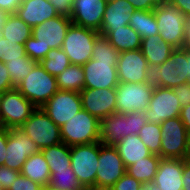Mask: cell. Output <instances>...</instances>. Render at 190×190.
<instances>
[{"mask_svg": "<svg viewBox=\"0 0 190 190\" xmlns=\"http://www.w3.org/2000/svg\"><path fill=\"white\" fill-rule=\"evenodd\" d=\"M7 146V129L0 131V166L4 165Z\"/></svg>", "mask_w": 190, "mask_h": 190, "instance_id": "48", "label": "cell"}, {"mask_svg": "<svg viewBox=\"0 0 190 190\" xmlns=\"http://www.w3.org/2000/svg\"><path fill=\"white\" fill-rule=\"evenodd\" d=\"M107 0H73L72 24L100 32Z\"/></svg>", "mask_w": 190, "mask_h": 190, "instance_id": "19", "label": "cell"}, {"mask_svg": "<svg viewBox=\"0 0 190 190\" xmlns=\"http://www.w3.org/2000/svg\"><path fill=\"white\" fill-rule=\"evenodd\" d=\"M119 52L108 42L107 38L99 35L94 42L91 59L98 61H118Z\"/></svg>", "mask_w": 190, "mask_h": 190, "instance_id": "37", "label": "cell"}, {"mask_svg": "<svg viewBox=\"0 0 190 190\" xmlns=\"http://www.w3.org/2000/svg\"><path fill=\"white\" fill-rule=\"evenodd\" d=\"M140 190H159V189L156 184L150 182V183H144L143 187Z\"/></svg>", "mask_w": 190, "mask_h": 190, "instance_id": "54", "label": "cell"}, {"mask_svg": "<svg viewBox=\"0 0 190 190\" xmlns=\"http://www.w3.org/2000/svg\"><path fill=\"white\" fill-rule=\"evenodd\" d=\"M7 16H8V13H6L3 10H0V35H1V30H2V27L5 23Z\"/></svg>", "mask_w": 190, "mask_h": 190, "instance_id": "55", "label": "cell"}, {"mask_svg": "<svg viewBox=\"0 0 190 190\" xmlns=\"http://www.w3.org/2000/svg\"><path fill=\"white\" fill-rule=\"evenodd\" d=\"M70 18L58 15L32 28V36L24 43L25 53L38 63L51 49L62 48Z\"/></svg>", "mask_w": 190, "mask_h": 190, "instance_id": "1", "label": "cell"}, {"mask_svg": "<svg viewBox=\"0 0 190 190\" xmlns=\"http://www.w3.org/2000/svg\"><path fill=\"white\" fill-rule=\"evenodd\" d=\"M15 15L30 27L58 16V13L48 0H22Z\"/></svg>", "mask_w": 190, "mask_h": 190, "instance_id": "23", "label": "cell"}, {"mask_svg": "<svg viewBox=\"0 0 190 190\" xmlns=\"http://www.w3.org/2000/svg\"><path fill=\"white\" fill-rule=\"evenodd\" d=\"M62 142L68 146L98 142L100 121L86 110L81 109L60 127Z\"/></svg>", "mask_w": 190, "mask_h": 190, "instance_id": "5", "label": "cell"}, {"mask_svg": "<svg viewBox=\"0 0 190 190\" xmlns=\"http://www.w3.org/2000/svg\"><path fill=\"white\" fill-rule=\"evenodd\" d=\"M134 7L127 0H107L99 34L106 37L115 29L129 25Z\"/></svg>", "mask_w": 190, "mask_h": 190, "instance_id": "20", "label": "cell"}, {"mask_svg": "<svg viewBox=\"0 0 190 190\" xmlns=\"http://www.w3.org/2000/svg\"><path fill=\"white\" fill-rule=\"evenodd\" d=\"M160 158V156L155 154L145 157L143 160L128 166L126 168V173L134 177L142 184L153 182L157 173Z\"/></svg>", "mask_w": 190, "mask_h": 190, "instance_id": "31", "label": "cell"}, {"mask_svg": "<svg viewBox=\"0 0 190 190\" xmlns=\"http://www.w3.org/2000/svg\"><path fill=\"white\" fill-rule=\"evenodd\" d=\"M184 162H186L187 164H190V135L188 138V143H187V147H186V152L183 158Z\"/></svg>", "mask_w": 190, "mask_h": 190, "instance_id": "53", "label": "cell"}, {"mask_svg": "<svg viewBox=\"0 0 190 190\" xmlns=\"http://www.w3.org/2000/svg\"><path fill=\"white\" fill-rule=\"evenodd\" d=\"M183 159L160 158L153 183L159 190H183Z\"/></svg>", "mask_w": 190, "mask_h": 190, "instance_id": "21", "label": "cell"}, {"mask_svg": "<svg viewBox=\"0 0 190 190\" xmlns=\"http://www.w3.org/2000/svg\"><path fill=\"white\" fill-rule=\"evenodd\" d=\"M143 184L125 173L109 190H140Z\"/></svg>", "mask_w": 190, "mask_h": 190, "instance_id": "39", "label": "cell"}, {"mask_svg": "<svg viewBox=\"0 0 190 190\" xmlns=\"http://www.w3.org/2000/svg\"><path fill=\"white\" fill-rule=\"evenodd\" d=\"M37 63V61L32 60L26 54L21 59L6 62L5 65L13 86L16 87Z\"/></svg>", "mask_w": 190, "mask_h": 190, "instance_id": "35", "label": "cell"}, {"mask_svg": "<svg viewBox=\"0 0 190 190\" xmlns=\"http://www.w3.org/2000/svg\"><path fill=\"white\" fill-rule=\"evenodd\" d=\"M0 190H5L0 182Z\"/></svg>", "mask_w": 190, "mask_h": 190, "instance_id": "58", "label": "cell"}, {"mask_svg": "<svg viewBox=\"0 0 190 190\" xmlns=\"http://www.w3.org/2000/svg\"><path fill=\"white\" fill-rule=\"evenodd\" d=\"M129 26L141 39L159 34V28L153 10H135L130 17Z\"/></svg>", "mask_w": 190, "mask_h": 190, "instance_id": "28", "label": "cell"}, {"mask_svg": "<svg viewBox=\"0 0 190 190\" xmlns=\"http://www.w3.org/2000/svg\"><path fill=\"white\" fill-rule=\"evenodd\" d=\"M54 7L58 15L71 18L73 0H48Z\"/></svg>", "mask_w": 190, "mask_h": 190, "instance_id": "43", "label": "cell"}, {"mask_svg": "<svg viewBox=\"0 0 190 190\" xmlns=\"http://www.w3.org/2000/svg\"><path fill=\"white\" fill-rule=\"evenodd\" d=\"M80 96L82 109L89 112L99 121L117 112L115 88H84L80 92Z\"/></svg>", "mask_w": 190, "mask_h": 190, "instance_id": "16", "label": "cell"}, {"mask_svg": "<svg viewBox=\"0 0 190 190\" xmlns=\"http://www.w3.org/2000/svg\"><path fill=\"white\" fill-rule=\"evenodd\" d=\"M24 44L7 40L0 36V61L6 63L10 60L21 59L25 55Z\"/></svg>", "mask_w": 190, "mask_h": 190, "instance_id": "38", "label": "cell"}, {"mask_svg": "<svg viewBox=\"0 0 190 190\" xmlns=\"http://www.w3.org/2000/svg\"><path fill=\"white\" fill-rule=\"evenodd\" d=\"M49 165L50 172L67 170L71 167L70 146L59 143L41 150Z\"/></svg>", "mask_w": 190, "mask_h": 190, "instance_id": "29", "label": "cell"}, {"mask_svg": "<svg viewBox=\"0 0 190 190\" xmlns=\"http://www.w3.org/2000/svg\"><path fill=\"white\" fill-rule=\"evenodd\" d=\"M45 190H86L76 177L72 168L51 172L49 184Z\"/></svg>", "mask_w": 190, "mask_h": 190, "instance_id": "33", "label": "cell"}, {"mask_svg": "<svg viewBox=\"0 0 190 190\" xmlns=\"http://www.w3.org/2000/svg\"><path fill=\"white\" fill-rule=\"evenodd\" d=\"M20 175V172L6 167L4 165L0 166V182L5 190L12 185V182Z\"/></svg>", "mask_w": 190, "mask_h": 190, "instance_id": "42", "label": "cell"}, {"mask_svg": "<svg viewBox=\"0 0 190 190\" xmlns=\"http://www.w3.org/2000/svg\"><path fill=\"white\" fill-rule=\"evenodd\" d=\"M39 63L49 74L55 77L71 65L68 56L61 48L51 49Z\"/></svg>", "mask_w": 190, "mask_h": 190, "instance_id": "34", "label": "cell"}, {"mask_svg": "<svg viewBox=\"0 0 190 190\" xmlns=\"http://www.w3.org/2000/svg\"><path fill=\"white\" fill-rule=\"evenodd\" d=\"M180 119L185 125L186 130L190 134V104L181 108Z\"/></svg>", "mask_w": 190, "mask_h": 190, "instance_id": "50", "label": "cell"}, {"mask_svg": "<svg viewBox=\"0 0 190 190\" xmlns=\"http://www.w3.org/2000/svg\"><path fill=\"white\" fill-rule=\"evenodd\" d=\"M99 35L95 30L71 24L61 49L71 64L83 66L91 59L94 42Z\"/></svg>", "mask_w": 190, "mask_h": 190, "instance_id": "8", "label": "cell"}, {"mask_svg": "<svg viewBox=\"0 0 190 190\" xmlns=\"http://www.w3.org/2000/svg\"><path fill=\"white\" fill-rule=\"evenodd\" d=\"M119 83H145L148 62L140 49L119 53L116 65Z\"/></svg>", "mask_w": 190, "mask_h": 190, "instance_id": "18", "label": "cell"}, {"mask_svg": "<svg viewBox=\"0 0 190 190\" xmlns=\"http://www.w3.org/2000/svg\"><path fill=\"white\" fill-rule=\"evenodd\" d=\"M4 129H5V127L3 126V122H2L1 117H0V131H2Z\"/></svg>", "mask_w": 190, "mask_h": 190, "instance_id": "57", "label": "cell"}, {"mask_svg": "<svg viewBox=\"0 0 190 190\" xmlns=\"http://www.w3.org/2000/svg\"><path fill=\"white\" fill-rule=\"evenodd\" d=\"M108 42L120 53L141 47V37L129 25L115 29L106 36Z\"/></svg>", "mask_w": 190, "mask_h": 190, "instance_id": "27", "label": "cell"}, {"mask_svg": "<svg viewBox=\"0 0 190 190\" xmlns=\"http://www.w3.org/2000/svg\"><path fill=\"white\" fill-rule=\"evenodd\" d=\"M182 48L187 52H190V16L187 17L185 40Z\"/></svg>", "mask_w": 190, "mask_h": 190, "instance_id": "52", "label": "cell"}, {"mask_svg": "<svg viewBox=\"0 0 190 190\" xmlns=\"http://www.w3.org/2000/svg\"><path fill=\"white\" fill-rule=\"evenodd\" d=\"M181 105L171 88L153 89L148 108L144 111L147 122L161 124L167 119L179 117Z\"/></svg>", "mask_w": 190, "mask_h": 190, "instance_id": "12", "label": "cell"}, {"mask_svg": "<svg viewBox=\"0 0 190 190\" xmlns=\"http://www.w3.org/2000/svg\"><path fill=\"white\" fill-rule=\"evenodd\" d=\"M160 126L162 134L160 157L183 159L190 134L180 117L167 119Z\"/></svg>", "mask_w": 190, "mask_h": 190, "instance_id": "11", "label": "cell"}, {"mask_svg": "<svg viewBox=\"0 0 190 190\" xmlns=\"http://www.w3.org/2000/svg\"><path fill=\"white\" fill-rule=\"evenodd\" d=\"M189 83L187 51L175 48L161 65H148L145 84L152 88H172Z\"/></svg>", "mask_w": 190, "mask_h": 190, "instance_id": "2", "label": "cell"}, {"mask_svg": "<svg viewBox=\"0 0 190 190\" xmlns=\"http://www.w3.org/2000/svg\"><path fill=\"white\" fill-rule=\"evenodd\" d=\"M138 136L152 154L160 156L162 139L160 124L146 122Z\"/></svg>", "mask_w": 190, "mask_h": 190, "instance_id": "36", "label": "cell"}, {"mask_svg": "<svg viewBox=\"0 0 190 190\" xmlns=\"http://www.w3.org/2000/svg\"><path fill=\"white\" fill-rule=\"evenodd\" d=\"M19 129L35 142L39 151L62 143L60 127L41 107L36 108Z\"/></svg>", "mask_w": 190, "mask_h": 190, "instance_id": "7", "label": "cell"}, {"mask_svg": "<svg viewBox=\"0 0 190 190\" xmlns=\"http://www.w3.org/2000/svg\"><path fill=\"white\" fill-rule=\"evenodd\" d=\"M36 108L16 87L1 93L0 117L6 129H19Z\"/></svg>", "mask_w": 190, "mask_h": 190, "instance_id": "9", "label": "cell"}, {"mask_svg": "<svg viewBox=\"0 0 190 190\" xmlns=\"http://www.w3.org/2000/svg\"><path fill=\"white\" fill-rule=\"evenodd\" d=\"M20 174L31 179L46 189L50 179V169L41 151L27 158Z\"/></svg>", "mask_w": 190, "mask_h": 190, "instance_id": "26", "label": "cell"}, {"mask_svg": "<svg viewBox=\"0 0 190 190\" xmlns=\"http://www.w3.org/2000/svg\"><path fill=\"white\" fill-rule=\"evenodd\" d=\"M114 147L122 158L125 168L152 155L138 135H128Z\"/></svg>", "mask_w": 190, "mask_h": 190, "instance_id": "24", "label": "cell"}, {"mask_svg": "<svg viewBox=\"0 0 190 190\" xmlns=\"http://www.w3.org/2000/svg\"><path fill=\"white\" fill-rule=\"evenodd\" d=\"M187 61H188V79L190 83V52H187Z\"/></svg>", "mask_w": 190, "mask_h": 190, "instance_id": "56", "label": "cell"}, {"mask_svg": "<svg viewBox=\"0 0 190 190\" xmlns=\"http://www.w3.org/2000/svg\"><path fill=\"white\" fill-rule=\"evenodd\" d=\"M1 37L24 44L32 36V27L15 14H8L1 30Z\"/></svg>", "mask_w": 190, "mask_h": 190, "instance_id": "30", "label": "cell"}, {"mask_svg": "<svg viewBox=\"0 0 190 190\" xmlns=\"http://www.w3.org/2000/svg\"><path fill=\"white\" fill-rule=\"evenodd\" d=\"M59 90L81 92L84 89V70L80 65L71 64L56 76Z\"/></svg>", "mask_w": 190, "mask_h": 190, "instance_id": "32", "label": "cell"}, {"mask_svg": "<svg viewBox=\"0 0 190 190\" xmlns=\"http://www.w3.org/2000/svg\"><path fill=\"white\" fill-rule=\"evenodd\" d=\"M20 93L37 108L42 107L58 90L56 77L37 63L16 86Z\"/></svg>", "mask_w": 190, "mask_h": 190, "instance_id": "4", "label": "cell"}, {"mask_svg": "<svg viewBox=\"0 0 190 190\" xmlns=\"http://www.w3.org/2000/svg\"><path fill=\"white\" fill-rule=\"evenodd\" d=\"M41 108L61 127L82 109V99L79 92L58 90Z\"/></svg>", "mask_w": 190, "mask_h": 190, "instance_id": "13", "label": "cell"}, {"mask_svg": "<svg viewBox=\"0 0 190 190\" xmlns=\"http://www.w3.org/2000/svg\"><path fill=\"white\" fill-rule=\"evenodd\" d=\"M8 70L5 63L0 61V92H5L15 88L12 84V81L9 77Z\"/></svg>", "mask_w": 190, "mask_h": 190, "instance_id": "45", "label": "cell"}, {"mask_svg": "<svg viewBox=\"0 0 190 190\" xmlns=\"http://www.w3.org/2000/svg\"><path fill=\"white\" fill-rule=\"evenodd\" d=\"M22 0H0V10L8 14H15Z\"/></svg>", "mask_w": 190, "mask_h": 190, "instance_id": "47", "label": "cell"}, {"mask_svg": "<svg viewBox=\"0 0 190 190\" xmlns=\"http://www.w3.org/2000/svg\"><path fill=\"white\" fill-rule=\"evenodd\" d=\"M4 166L21 171L23 164L31 155L39 152L35 142L20 129H7Z\"/></svg>", "mask_w": 190, "mask_h": 190, "instance_id": "15", "label": "cell"}, {"mask_svg": "<svg viewBox=\"0 0 190 190\" xmlns=\"http://www.w3.org/2000/svg\"><path fill=\"white\" fill-rule=\"evenodd\" d=\"M117 113L144 112L150 103L153 89L145 83H119L116 86Z\"/></svg>", "mask_w": 190, "mask_h": 190, "instance_id": "14", "label": "cell"}, {"mask_svg": "<svg viewBox=\"0 0 190 190\" xmlns=\"http://www.w3.org/2000/svg\"><path fill=\"white\" fill-rule=\"evenodd\" d=\"M159 36L174 48H182L187 17L173 4L162 0L154 10Z\"/></svg>", "mask_w": 190, "mask_h": 190, "instance_id": "3", "label": "cell"}, {"mask_svg": "<svg viewBox=\"0 0 190 190\" xmlns=\"http://www.w3.org/2000/svg\"><path fill=\"white\" fill-rule=\"evenodd\" d=\"M182 175L183 190H190V164L183 163Z\"/></svg>", "mask_w": 190, "mask_h": 190, "instance_id": "51", "label": "cell"}, {"mask_svg": "<svg viewBox=\"0 0 190 190\" xmlns=\"http://www.w3.org/2000/svg\"><path fill=\"white\" fill-rule=\"evenodd\" d=\"M147 119L144 112L133 111L129 113V126L131 135H138L141 128L145 125Z\"/></svg>", "mask_w": 190, "mask_h": 190, "instance_id": "41", "label": "cell"}, {"mask_svg": "<svg viewBox=\"0 0 190 190\" xmlns=\"http://www.w3.org/2000/svg\"><path fill=\"white\" fill-rule=\"evenodd\" d=\"M171 89L177 96L181 107L190 104V83L175 86Z\"/></svg>", "mask_w": 190, "mask_h": 190, "instance_id": "44", "label": "cell"}, {"mask_svg": "<svg viewBox=\"0 0 190 190\" xmlns=\"http://www.w3.org/2000/svg\"><path fill=\"white\" fill-rule=\"evenodd\" d=\"M128 135H131L129 113L115 112L100 121V143L106 146H115Z\"/></svg>", "mask_w": 190, "mask_h": 190, "instance_id": "22", "label": "cell"}, {"mask_svg": "<svg viewBox=\"0 0 190 190\" xmlns=\"http://www.w3.org/2000/svg\"><path fill=\"white\" fill-rule=\"evenodd\" d=\"M8 190H45L41 185L35 183L31 179L19 175L12 185L8 188Z\"/></svg>", "mask_w": 190, "mask_h": 190, "instance_id": "40", "label": "cell"}, {"mask_svg": "<svg viewBox=\"0 0 190 190\" xmlns=\"http://www.w3.org/2000/svg\"><path fill=\"white\" fill-rule=\"evenodd\" d=\"M117 62L90 59L82 66L84 70V88H116L119 84L116 69Z\"/></svg>", "mask_w": 190, "mask_h": 190, "instance_id": "17", "label": "cell"}, {"mask_svg": "<svg viewBox=\"0 0 190 190\" xmlns=\"http://www.w3.org/2000/svg\"><path fill=\"white\" fill-rule=\"evenodd\" d=\"M100 142L70 147L71 168L86 190H95Z\"/></svg>", "mask_w": 190, "mask_h": 190, "instance_id": "6", "label": "cell"}, {"mask_svg": "<svg viewBox=\"0 0 190 190\" xmlns=\"http://www.w3.org/2000/svg\"><path fill=\"white\" fill-rule=\"evenodd\" d=\"M135 10H154L162 0H127Z\"/></svg>", "mask_w": 190, "mask_h": 190, "instance_id": "46", "label": "cell"}, {"mask_svg": "<svg viewBox=\"0 0 190 190\" xmlns=\"http://www.w3.org/2000/svg\"><path fill=\"white\" fill-rule=\"evenodd\" d=\"M175 48L162 40L159 34L145 37L141 40L140 50L145 56L148 65H161L171 55Z\"/></svg>", "mask_w": 190, "mask_h": 190, "instance_id": "25", "label": "cell"}, {"mask_svg": "<svg viewBox=\"0 0 190 190\" xmlns=\"http://www.w3.org/2000/svg\"><path fill=\"white\" fill-rule=\"evenodd\" d=\"M175 5L186 17L190 16V0H167Z\"/></svg>", "mask_w": 190, "mask_h": 190, "instance_id": "49", "label": "cell"}, {"mask_svg": "<svg viewBox=\"0 0 190 190\" xmlns=\"http://www.w3.org/2000/svg\"><path fill=\"white\" fill-rule=\"evenodd\" d=\"M125 173L117 149L100 143L95 190H109Z\"/></svg>", "mask_w": 190, "mask_h": 190, "instance_id": "10", "label": "cell"}]
</instances>
